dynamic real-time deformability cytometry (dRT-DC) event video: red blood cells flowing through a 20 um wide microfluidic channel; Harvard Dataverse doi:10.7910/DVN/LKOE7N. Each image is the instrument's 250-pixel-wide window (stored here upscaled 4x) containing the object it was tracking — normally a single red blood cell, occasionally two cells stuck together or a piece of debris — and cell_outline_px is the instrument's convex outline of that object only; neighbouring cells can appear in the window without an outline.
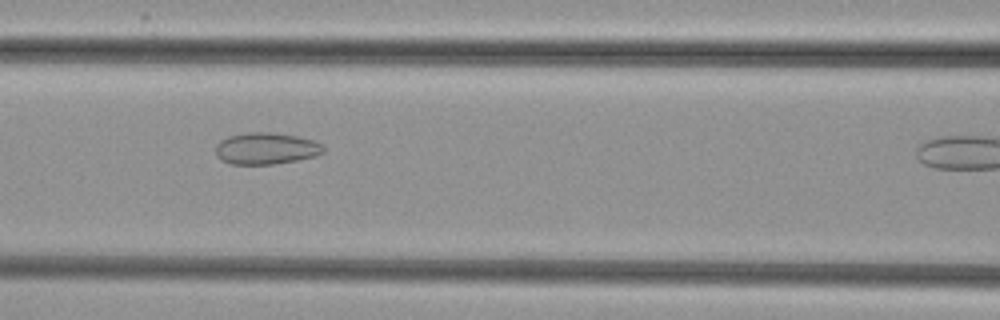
{"species": "common noctule bat (a hibernating species)", "species_latin": "Nyctalus noctula", "temperature_condition": "cold", "stored_images_in_passage": 17, "camera_frame_rate_fps": 3000, "um_per_image_px": 0.085, "animal": {"sex": "female", "body_mass_g": 29.2, "forearm_length_mm": 56.3}, "frame": {"image": 1, "passage_image": 10, "time_ms": 3.0, "image_size_px": [1000, 320], "cell_outline_px": [[324, 152], [312, 156], [296, 160], [272, 164], [232, 164], [220, 160], [216, 156], [216, 144], [220, 140], [228, 136], [248, 132], [268, 132], [296, 136], [312, 140], [320, 144], [324, 148]], "centroid_in_image_um": [22.55, 12.62], "position_along_channel_um": 144.0, "area_um2": 19.71}}
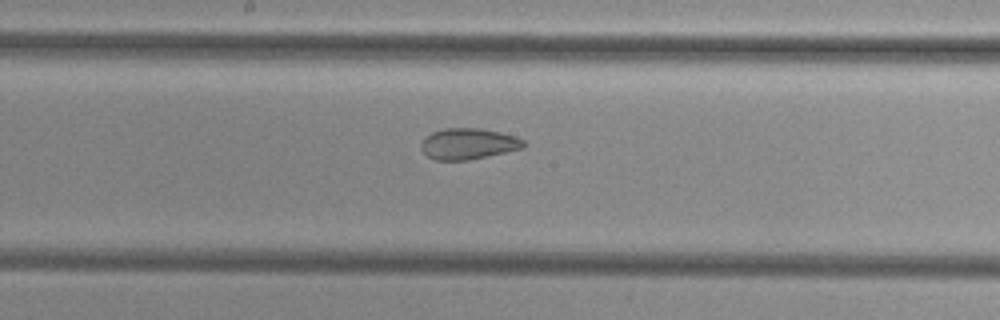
{"frame": {"image": 2, "passage_image": 15, "time_ms": 4.667, "image_size_px": [1000, 320], "cell_outline_px": [[524, 148], [468, 160], [436, 160], [428, 156], [420, 148], [420, 144], [424, 136], [432, 132], [444, 128], [480, 128], [500, 132], [516, 136], [524, 140]], "centroid_in_image_um": [39.78, 12.21], "position_along_channel_um": 208.4, "area_um2": 18.61}}